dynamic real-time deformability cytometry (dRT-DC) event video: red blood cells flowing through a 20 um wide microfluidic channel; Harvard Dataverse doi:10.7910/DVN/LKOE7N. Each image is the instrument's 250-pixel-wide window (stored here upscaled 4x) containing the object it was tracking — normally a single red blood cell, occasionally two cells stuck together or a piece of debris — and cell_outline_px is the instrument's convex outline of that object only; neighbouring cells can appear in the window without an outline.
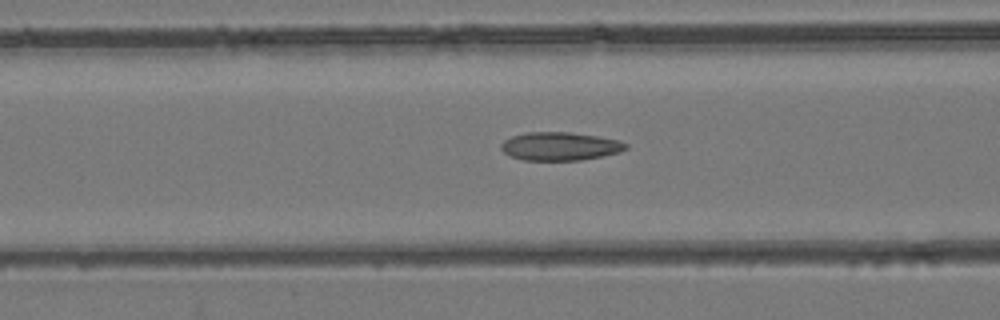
{"species": "common noctule bat (a hibernating species)", "species_latin": "Nyctalus noctula", "temperature_condition": "room temperature", "stored_images_in_passage": 47, "camera_frame_rate_fps": 3000, "um_per_image_px": 0.085, "animal": {"sex": "female", "body_mass_g": 24.6, "forearm_length_mm": 56.2}, "frame": {"image": 1, "passage_image": 19, "time_ms": 6.0, "image_size_px": [1000, 320], "cell_outline_px": [[628, 148], [620, 152], [580, 160], [524, 160], [512, 156], [504, 152], [500, 148], [500, 144], [504, 140], [512, 136], [528, 132], [568, 132], [596, 136], [616, 140], [628, 144]], "centroid_in_image_um": [47.58, 12.43], "position_along_channel_um": 119.0, "area_um2": 20.35}}
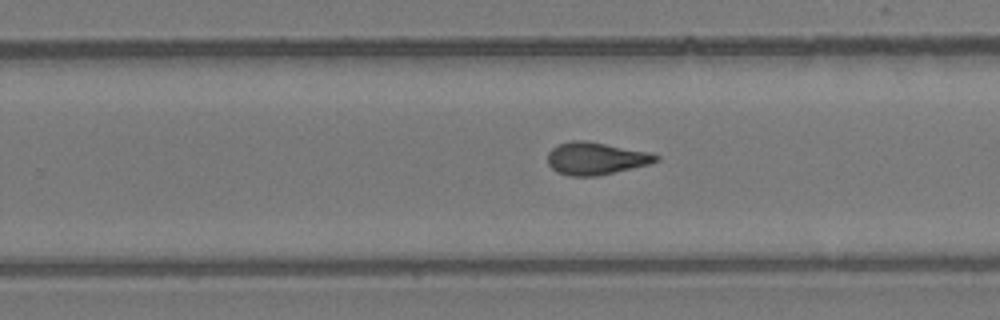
{"frame": {"image": 2, "passage_image": 30, "time_ms": 9.667, "image_size_px": [1000, 320], "cell_outline_px": [[660, 160], [648, 164], [632, 168], [596, 176], [568, 176], [556, 172], [548, 164], [548, 152], [552, 148], [560, 144], [572, 140], [584, 140], [652, 152], [660, 156]], "centroid_in_image_um": [50.65, 13.47], "position_along_channel_um": 279.1, "area_um2": 20.52}}
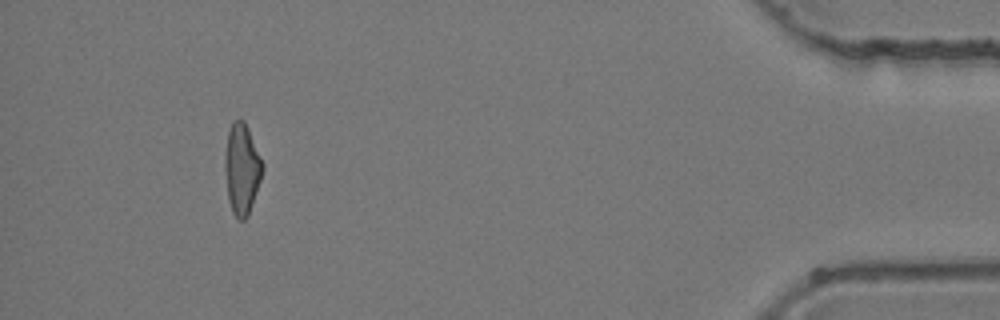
{"frame": {"image": 3, "passage_image": 44, "time_ms": 14.333, "image_size_px": [1000, 320], "cell_outline_px": [[264, 168], [248, 216], [244, 220], [240, 220], [232, 212], [228, 200], [224, 168], [224, 156], [228, 132], [232, 120], [244, 120], [248, 128], [264, 164]], "centroid_in_image_um": [20.54, 14.35], "position_along_channel_um": 414.7, "area_um2": 19.94}}